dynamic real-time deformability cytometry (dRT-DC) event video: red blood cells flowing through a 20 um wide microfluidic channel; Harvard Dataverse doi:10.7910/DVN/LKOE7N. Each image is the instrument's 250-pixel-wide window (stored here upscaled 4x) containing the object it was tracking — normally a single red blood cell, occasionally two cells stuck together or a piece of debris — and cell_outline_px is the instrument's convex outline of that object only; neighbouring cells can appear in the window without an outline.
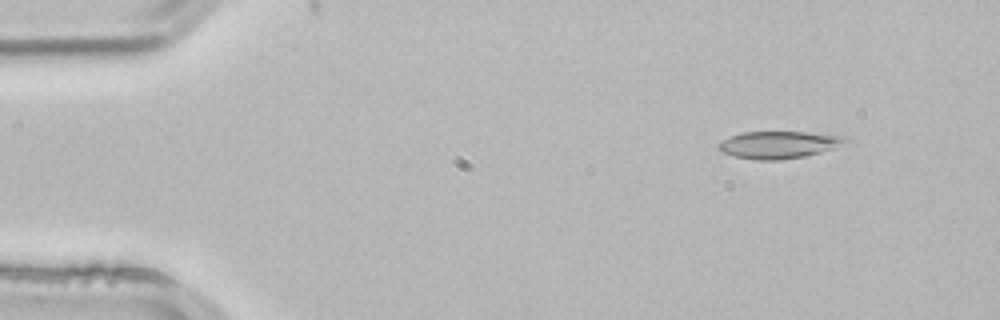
{"species": "common noctule bat (a hibernating species)", "species_latin": "Nyctalus noctula", "temperature_condition": "room temperature", "stored_images_in_passage": 4, "segment_of_instrument_passage": [1, 2], "camera_frame_rate_fps": 3000, "um_per_image_px": 0.085, "animal": {"sex": "male", "body_mass_g": 21.5, "forearm_length_mm": 52.0}, "frame": {"image": 1, "passage_image": 2, "time_ms": 0.333, "image_size_px": [1000, 320], "cell_outline_px": [[852, 140], [832, 148], [820, 152], [804, 156], [780, 160], [756, 160], [736, 156], [720, 152], [716, 148], [716, 144], [732, 136], [744, 132], [808, 132], [844, 136]], "centroid_in_image_um": [66.18, 12.3], "position_along_channel_um": 18.8, "area_um2": 20.06}}